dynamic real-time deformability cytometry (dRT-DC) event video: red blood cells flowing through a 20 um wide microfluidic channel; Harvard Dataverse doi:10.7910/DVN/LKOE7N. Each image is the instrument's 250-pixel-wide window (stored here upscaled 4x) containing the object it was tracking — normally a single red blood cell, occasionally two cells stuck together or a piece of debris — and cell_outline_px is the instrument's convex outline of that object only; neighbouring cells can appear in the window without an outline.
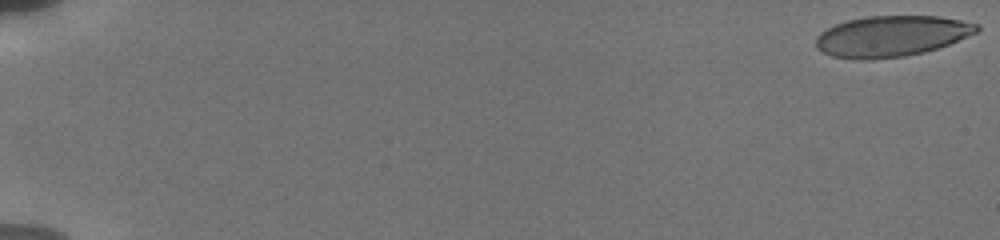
{"species": "human", "species_latin": "Homo sapiens", "temperature_condition": "cold", "stored_images_in_passage": 25, "camera_frame_rate_fps": 3000, "um_per_image_px": 0.085, "donor": {"sex": "male"}, "frame": {"image": 1, "passage_image": 1, "time_ms": 0.0, "image_size_px": [1000, 240], "cell_outline_px": [[980, 28], [976, 32], [948, 44], [924, 52], [904, 56], [872, 60], [860, 60], [832, 56], [816, 48], [816, 36], [820, 32], [836, 24], [848, 20], [868, 16], [940, 16], [980, 24]], "centroid_in_image_um": [75.75, 3.07], "position_along_channel_um": 9.2, "area_um2": 38.21}}